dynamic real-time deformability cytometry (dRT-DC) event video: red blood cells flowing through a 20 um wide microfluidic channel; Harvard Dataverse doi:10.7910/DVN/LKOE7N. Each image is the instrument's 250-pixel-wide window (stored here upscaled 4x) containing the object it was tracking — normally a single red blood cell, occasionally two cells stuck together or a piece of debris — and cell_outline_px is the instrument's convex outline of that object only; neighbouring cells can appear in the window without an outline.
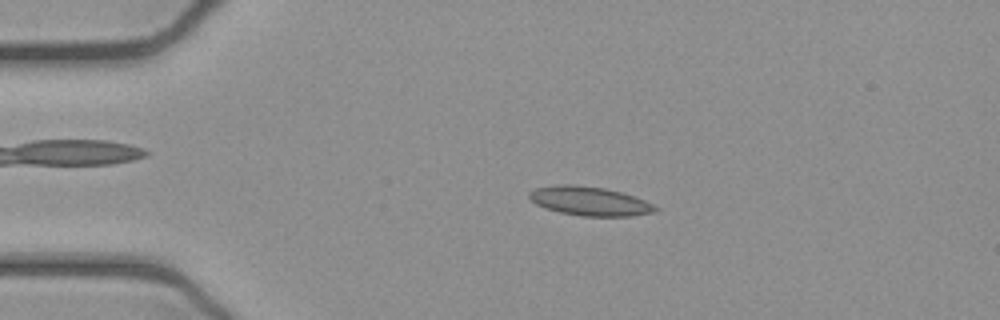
{"species": "common noctule bat (a hibernating species)", "species_latin": "Nyctalus noctula", "temperature_condition": "cold", "stored_images_in_passage": 46, "camera_frame_rate_fps": 3000, "um_per_image_px": 0.085, "animal": {"sex": "female", "body_mass_g": 21.9}, "frame": {"image": 1, "passage_image": 5, "time_ms": 1.333, "image_size_px": [1000, 320], "cell_outline_px": [[660, 208], [656, 212], [628, 216], [580, 216], [560, 212], [544, 208], [536, 204], [528, 196], [528, 192], [536, 188], [556, 184], [576, 184], [604, 188], [620, 192], [644, 200]], "centroid_in_image_um": [50.09, 17.09], "position_along_channel_um": 34.9, "area_um2": 21.33}}
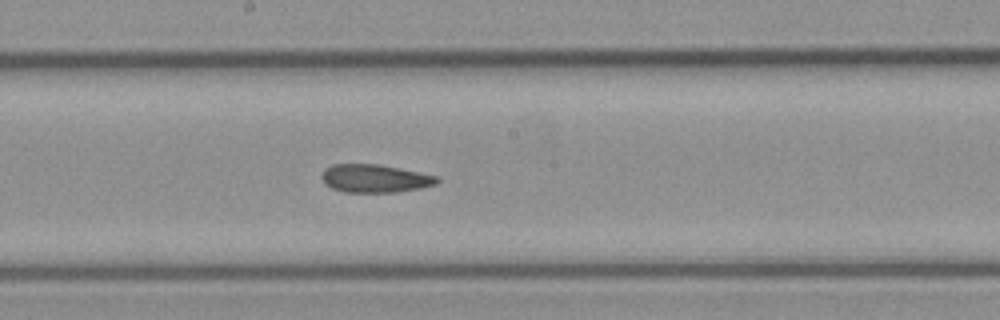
{"frame": {"image": 2, "passage_image": 22, "time_ms": 7.0, "image_size_px": [1000, 320], "cell_outline_px": [[440, 180], [436, 184], [420, 188], [396, 192], [344, 192], [332, 188], [324, 184], [320, 176], [324, 168], [332, 164], [380, 164], [440, 176]], "centroid_in_image_um": [31.85, 15.16], "position_along_channel_um": 216.3, "area_um2": 19.13}}
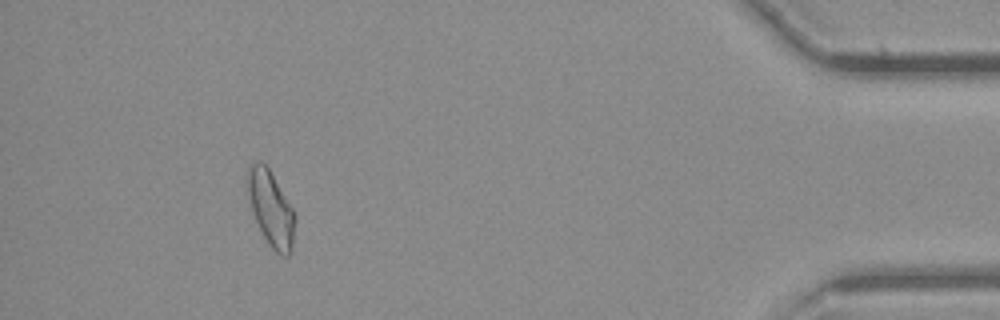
{"frame": {"image": 3, "passage_image": 42, "time_ms": 13.667, "image_size_px": [1000, 320], "cell_outline_px": [[296, 220], [292, 252], [288, 256], [280, 256], [268, 244], [252, 212], [248, 192], [248, 168], [252, 160], [260, 160], [268, 168], [292, 208], [296, 216]], "centroid_in_image_um": [23.05, 17.76], "position_along_channel_um": 412.2, "area_um2": 20.63}, "authors_computed_cell_mechanics": {"area_um2": 19.941, "velocity_mm_per_s": 3.901, "shape_relaxation_time_tau1_ms": null, "shape_relaxation_time_tau2_ms": 3.3542, "deformation_change_tau1": null, "deformation_change_tau2": 0.1118}}